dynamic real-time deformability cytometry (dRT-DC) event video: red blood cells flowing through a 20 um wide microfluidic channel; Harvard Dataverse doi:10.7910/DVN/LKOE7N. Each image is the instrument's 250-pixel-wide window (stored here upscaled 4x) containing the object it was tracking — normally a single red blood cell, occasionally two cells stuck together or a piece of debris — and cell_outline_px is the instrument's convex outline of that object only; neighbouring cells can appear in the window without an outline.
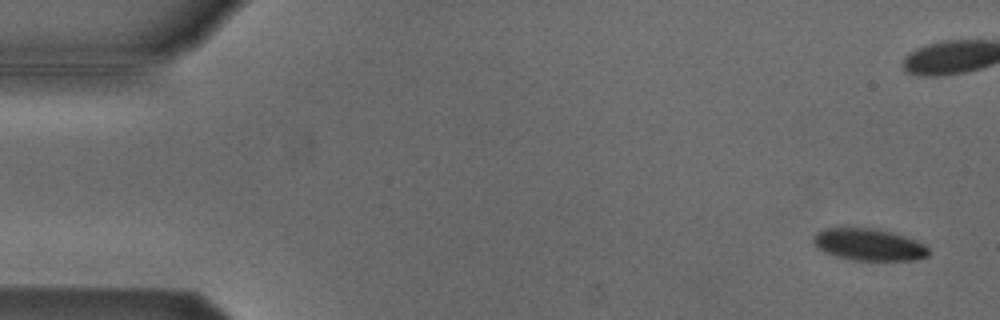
{"species": "Egyptian fruit bat (a non-hibernating species)", "species_latin": "Rousettus aegyptiacus", "temperature_condition": "cold", "stored_images_in_passage": 5, "camera_frame_rate_fps": 3000, "um_per_image_px": 0.085, "animal": {"sex": "male"}, "frame": {"image": 1, "passage_image": 1, "time_ms": 0.0, "image_size_px": [1000, 320], "cell_outline_px": [[928, 256], [916, 260], [856, 260], [836, 256], [824, 252], [816, 248], [812, 240], [812, 236], [816, 232], [824, 228], [876, 228], [892, 232], [916, 240], [924, 244], [928, 248]], "centroid_in_image_um": [73.82, 20.78], "position_along_channel_um": 11.2, "area_um2": 21.56}}
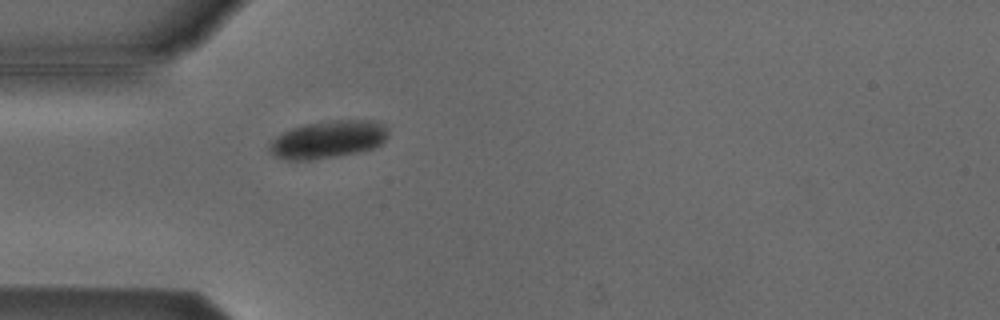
{"frame": {"image": 2, "passage_image": 5, "time_ms": 1.333, "image_size_px": [1000, 320], "cell_outline_px": [[388, 136], [380, 144], [372, 148], [356, 152], [336, 156], [308, 160], [296, 160], [272, 156], [268, 152], [268, 144], [280, 132], [292, 128], [308, 124], [332, 120], [376, 120], [384, 124], [388, 128]], "centroid_in_image_um": [27.86, 11.84], "position_along_channel_um": 57.1, "area_um2": 26.01}}